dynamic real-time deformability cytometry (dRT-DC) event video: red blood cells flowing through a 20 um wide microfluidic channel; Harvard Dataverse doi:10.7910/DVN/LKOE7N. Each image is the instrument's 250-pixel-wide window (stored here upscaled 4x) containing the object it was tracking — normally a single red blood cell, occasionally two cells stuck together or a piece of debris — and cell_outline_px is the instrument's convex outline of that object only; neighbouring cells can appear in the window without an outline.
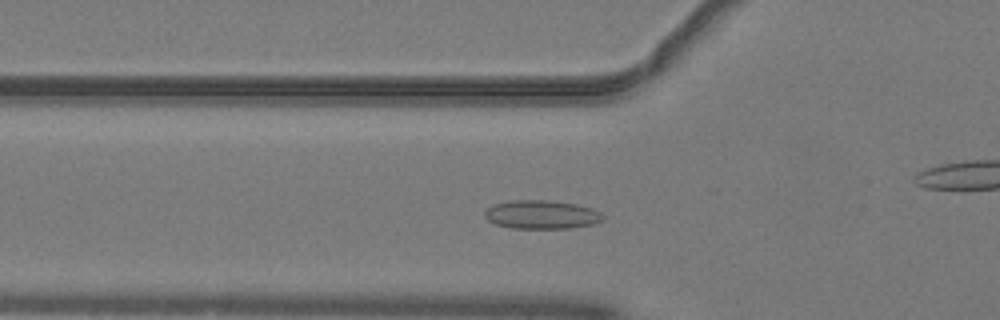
{"species": "common noctule bat (a hibernating species)", "species_latin": "Nyctalus noctula", "temperature_condition": "warm", "stored_images_in_passage": 43, "camera_frame_rate_fps": 3000, "um_per_image_px": 0.085, "animal": {"sex": "male", "body_mass_g": 19.2, "forearm_length_mm": 51.8}, "frame": {"image": 1, "passage_image": 9, "time_ms": 2.667, "image_size_px": [1000, 320], "cell_outline_px": [[604, 220], [592, 224], [572, 228], [512, 228], [496, 224], [488, 220], [484, 216], [484, 212], [492, 204], [512, 200], [548, 200], [576, 204], [592, 208], [600, 212], [604, 216]], "centroid_in_image_um": [46.04, 18.23], "position_along_channel_um": 79.8, "area_um2": 19.77}}
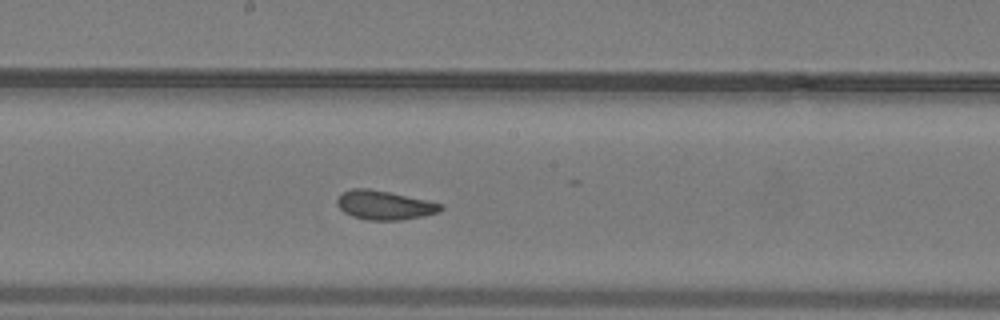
{"frame": {"image": 2, "passage_image": 19, "time_ms": 6.0, "image_size_px": [1000, 320], "cell_outline_px": [[444, 208], [440, 212], [424, 216], [400, 220], [368, 220], [352, 216], [344, 212], [336, 204], [336, 200], [344, 192], [352, 188], [368, 188], [388, 192], [444, 204]], "centroid_in_image_um": [32.69, 17.45], "position_along_channel_um": 215.5, "area_um2": 17.46}}
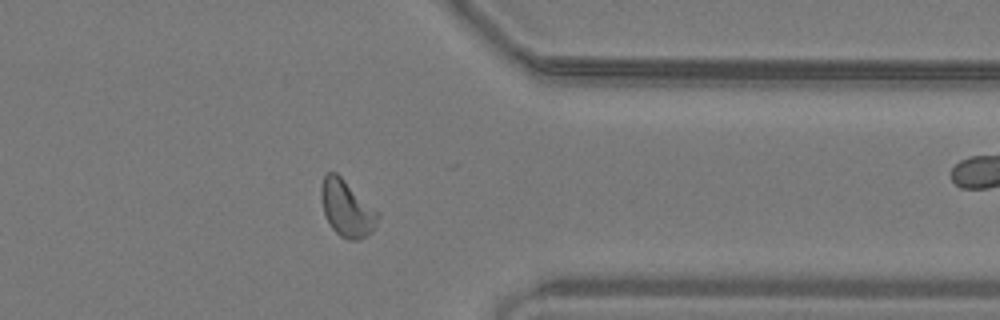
{"frame": {"image": 3, "passage_image": 32, "time_ms": 10.333, "image_size_px": [1000, 320], "cell_outline_px": [[380, 216], [376, 228], [372, 232], [360, 240], [348, 240], [340, 236], [332, 228], [324, 212], [320, 196], [320, 188], [324, 176], [328, 172], [336, 172], [380, 212]], "centroid_in_image_um": [29.51, 17.73], "position_along_channel_um": 381.9, "area_um2": 18.84}, "authors_computed_cell_mechanics": {"area_um2": 17.7446, "velocity_mm_per_s": 4.0433, "shape_relaxation_time_tau1_ms": null, "shape_relaxation_time_tau2_ms": 1.3782, "deformation_change_tau1": null, "deformation_change_tau2": 0.0654}}